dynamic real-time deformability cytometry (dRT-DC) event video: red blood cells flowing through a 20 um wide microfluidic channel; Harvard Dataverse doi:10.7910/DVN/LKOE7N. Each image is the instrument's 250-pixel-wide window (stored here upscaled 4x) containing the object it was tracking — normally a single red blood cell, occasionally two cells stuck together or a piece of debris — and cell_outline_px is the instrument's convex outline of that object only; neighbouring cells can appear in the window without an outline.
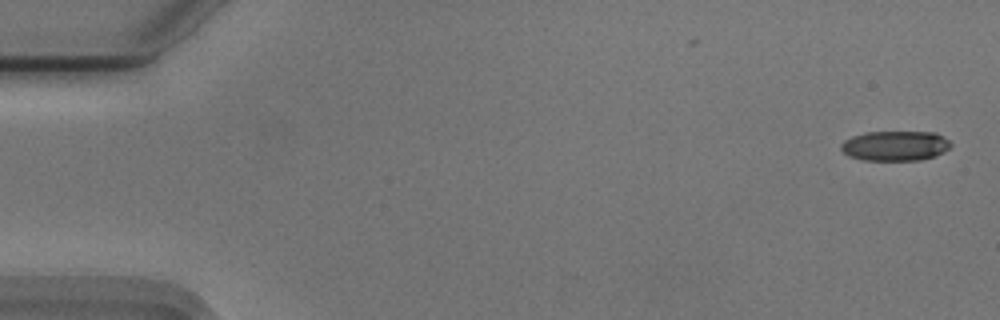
{"species": "Egyptian fruit bat (a non-hibernating species)", "species_latin": "Rousettus aegyptiacus", "temperature_condition": "cold", "stored_images_in_passage": 53, "camera_frame_rate_fps": 3000, "um_per_image_px": 0.085, "animal": {"sex": "male"}, "frame": {"image": 1, "passage_image": 1, "time_ms": 0.0, "image_size_px": [1000, 320], "cell_outline_px": [[952, 144], [944, 152], [936, 156], [920, 160], [864, 160], [848, 156], [840, 148], [840, 144], [844, 140], [852, 136], [868, 132], [936, 132], [948, 140]], "centroid_in_image_um": [76.09, 12.39], "position_along_channel_um": 8.9, "area_um2": 19.19}}
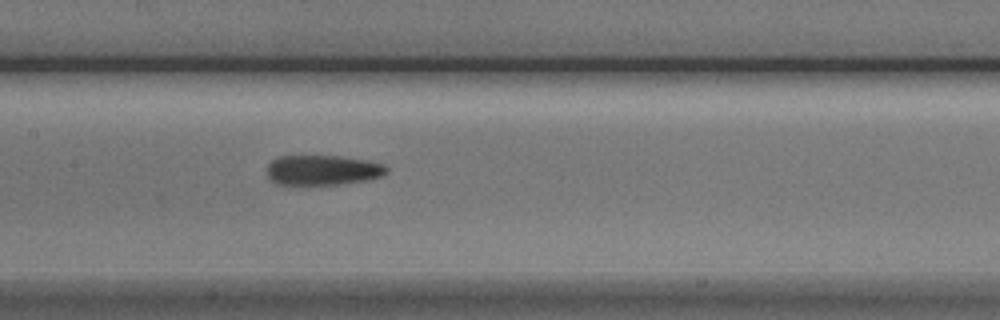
{"frame": {"image": 2, "passage_image": 26, "time_ms": 8.333, "image_size_px": [1000, 320], "cell_outline_px": [[388, 172], [380, 176], [364, 180], [336, 184], [276, 184], [268, 176], [268, 164], [272, 160], [280, 156], [340, 156], [368, 160], [384, 164], [388, 168]], "centroid_in_image_um": [27.44, 14.44], "position_along_channel_um": 180.0, "area_um2": 20.69}}
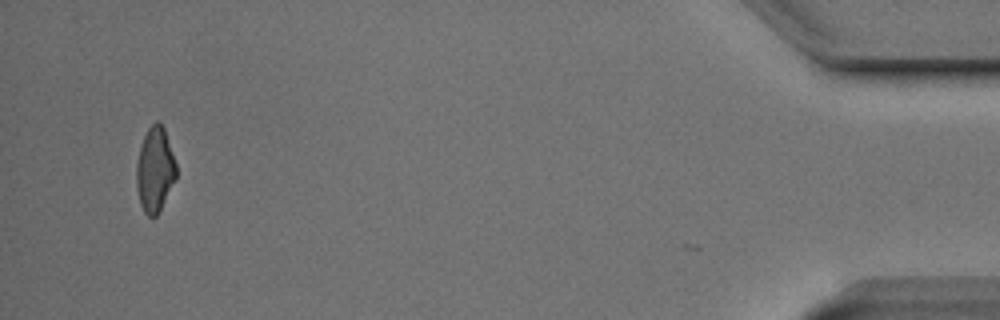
{"frame": {"image": 3, "passage_image": 52, "time_ms": 17.0, "image_size_px": [1000, 320], "cell_outline_px": [[176, 180], [156, 216], [148, 216], [144, 212], [140, 204], [136, 184], [136, 164], [140, 148], [144, 136], [148, 128], [156, 120], [164, 128], [176, 164]], "centroid_in_image_um": [13.16, 14.43], "position_along_channel_um": 422.0, "area_um2": 19.48}, "authors_computed_cell_mechanics": {"area_um2": 20.7502, "velocity_mm_per_s": 3.7438, "shape_relaxation_time_tau1_ms": 5.928, "shape_relaxation_time_tau2_ms": 3.183, "deformation_change_tau1": 0.1605, "deformation_change_tau2": 0.119}}